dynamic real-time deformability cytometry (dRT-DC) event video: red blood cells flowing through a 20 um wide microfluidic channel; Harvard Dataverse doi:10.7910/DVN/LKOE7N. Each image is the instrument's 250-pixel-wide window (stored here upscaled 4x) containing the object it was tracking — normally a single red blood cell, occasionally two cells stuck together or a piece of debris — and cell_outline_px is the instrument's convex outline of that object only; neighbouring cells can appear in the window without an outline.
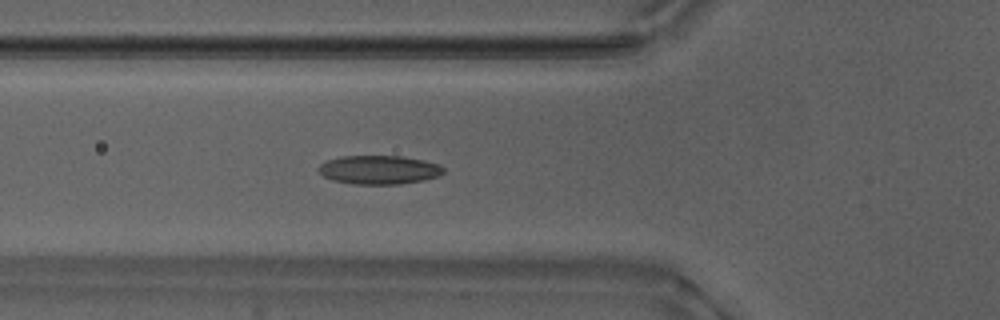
{"species": "Egyptian fruit bat (a non-hibernating species)", "species_latin": "Rousettus aegyptiacus", "temperature_condition": "warm", "stored_images_in_passage": 33, "camera_frame_rate_fps": 3000, "um_per_image_px": 0.085, "animal": {"sex": "male"}, "frame": {"image": 1, "passage_image": 10, "time_ms": 3.0, "image_size_px": [1000, 320], "cell_outline_px": [[444, 172], [440, 176], [424, 180], [400, 184], [352, 184], [332, 180], [324, 176], [316, 168], [320, 164], [328, 160], [340, 156], [404, 156], [424, 160], [440, 164], [444, 168]], "centroid_in_image_um": [32.24, 14.43], "position_along_channel_um": 93.6, "area_um2": 21.15}}
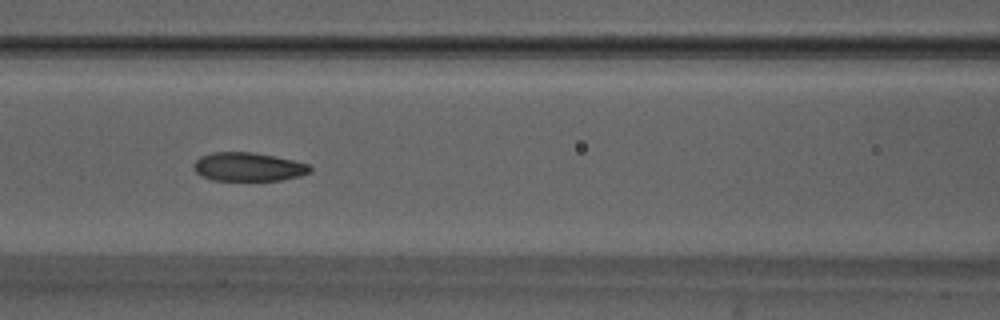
{"frame": {"image": 2, "passage_image": 14, "time_ms": 4.333, "image_size_px": [1000, 320], "cell_outline_px": [[312, 172], [300, 176], [280, 180], [212, 180], [200, 176], [196, 172], [196, 160], [200, 156], [212, 152], [252, 152], [292, 160], [308, 164], [312, 168]], "centroid_in_image_um": [21.12, 14.18], "position_along_channel_um": 145.5, "area_um2": 19.25}}
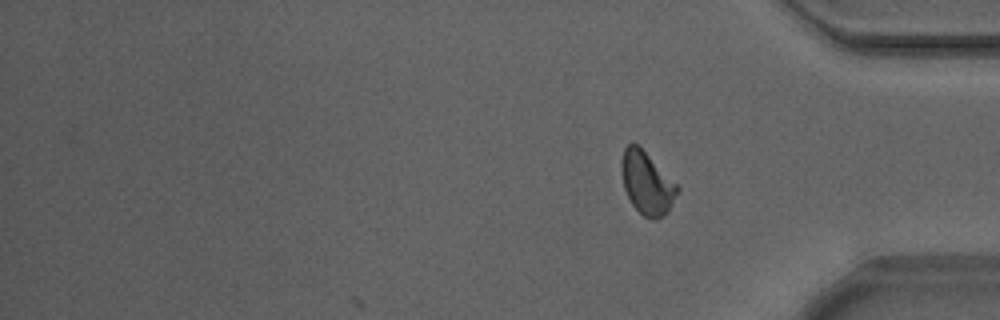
{"frame": {"image": 3, "passage_image": 33, "time_ms": 10.667, "image_size_px": [1000, 320], "cell_outline_px": [[680, 192], [668, 212], [656, 220], [644, 216], [632, 204], [624, 188], [620, 164], [624, 148], [632, 140], [680, 188]], "centroid_in_image_um": [54.98, 15.58], "position_along_channel_um": 380.2, "area_um2": 20.06}, "authors_computed_cell_mechanics": {"area_um2": 19.5942, "velocity_mm_per_s": 3.8569, "shape_relaxation_time_tau1_ms": 4.8239, "shape_relaxation_time_tau2_ms": 1.6093, "deformation_change_tau1": 0.1385, "deformation_change_tau2": 0.078}}